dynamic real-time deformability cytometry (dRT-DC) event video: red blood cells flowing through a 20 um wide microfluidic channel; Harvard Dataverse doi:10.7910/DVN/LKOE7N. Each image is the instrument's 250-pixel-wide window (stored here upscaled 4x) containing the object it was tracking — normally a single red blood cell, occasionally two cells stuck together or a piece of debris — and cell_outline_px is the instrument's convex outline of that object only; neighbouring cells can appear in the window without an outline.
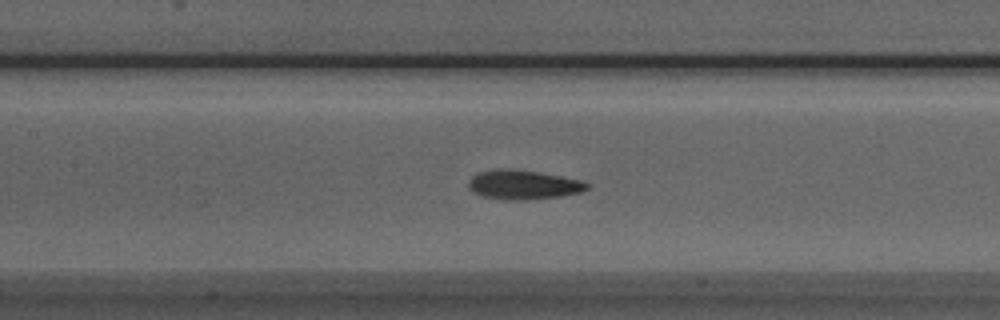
{"species": "Egyptian fruit bat (a non-hibernating species)", "species_latin": "Rousettus aegyptiacus", "temperature_condition": "room temperature", "stored_images_in_passage": 41, "camera_frame_rate_fps": 3000, "um_per_image_px": 0.085, "animal": {"sex": "male"}, "frame": {"image": 1, "passage_image": 12, "time_ms": 3.667, "image_size_px": [1000, 320], "cell_outline_px": [[592, 184], [588, 188], [580, 192], [560, 196], [528, 200], [508, 200], [480, 196], [472, 192], [468, 188], [468, 180], [472, 176], [480, 172], [496, 168], [508, 168], [536, 172], [560, 176], [580, 180]], "centroid_in_image_um": [44.44, 15.71], "position_along_channel_um": 163.0, "area_um2": 20.35}}
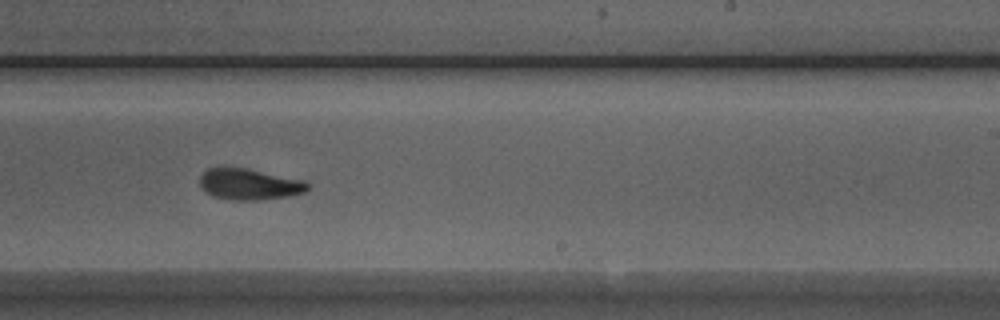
{"frame": {"image": 2, "passage_image": 20, "time_ms": 6.333, "image_size_px": [1000, 320], "cell_outline_px": [[312, 184], [304, 192], [288, 196], [260, 200], [236, 200], [212, 196], [204, 192], [200, 184], [200, 176], [208, 168], [248, 168], [304, 180]], "centroid_in_image_um": [21.21, 15.66], "position_along_channel_um": 267.8, "area_um2": 19.59}}
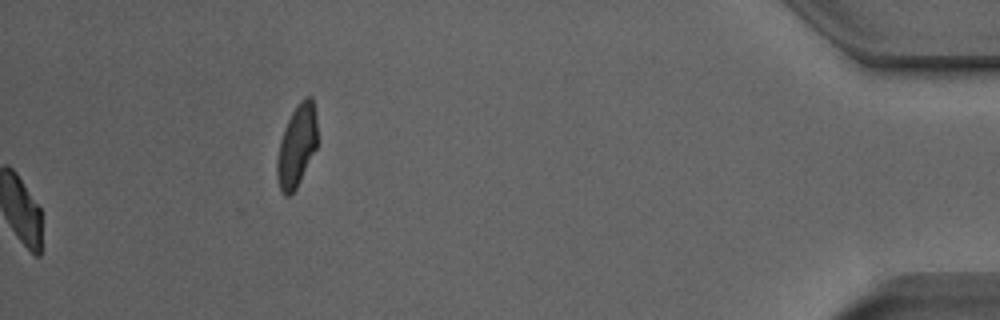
{"frame": {"image": 3, "passage_image": 41, "time_ms": 13.333, "image_size_px": [1000, 320], "cell_outline_px": [[316, 148], [296, 188], [288, 196], [284, 196], [280, 192], [276, 176], [276, 160], [280, 140], [284, 128], [292, 112], [300, 100], [304, 96], [312, 96], [316, 112]], "centroid_in_image_um": [25.2, 12.39], "position_along_channel_um": 410.0, "area_um2": 19.31}, "authors_computed_cell_mechanics": {"area_um2": 19.652, "velocity_mm_per_s": 3.9544, "shape_relaxation_time_tau1_ms": 3.9255, "shape_relaxation_time_tau2_ms": 2.0717, "deformation_change_tau1": 0.1241, "deformation_change_tau2": 0.0739}}